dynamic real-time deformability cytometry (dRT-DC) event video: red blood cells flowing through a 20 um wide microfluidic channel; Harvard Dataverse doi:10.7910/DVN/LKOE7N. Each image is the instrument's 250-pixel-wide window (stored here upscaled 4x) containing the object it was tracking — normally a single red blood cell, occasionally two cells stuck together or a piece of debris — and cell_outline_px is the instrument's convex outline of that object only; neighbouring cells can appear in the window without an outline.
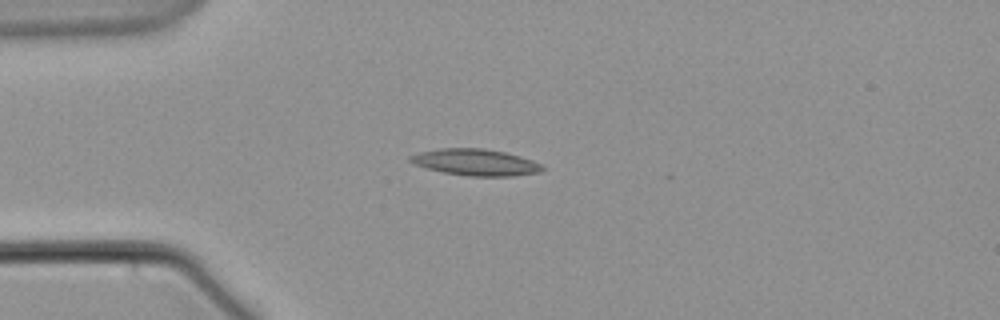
{"species": "common noctule bat (a hibernating species)", "species_latin": "Nyctalus noctula", "temperature_condition": "warm", "stored_images_in_passage": 4, "camera_frame_rate_fps": 3000, "um_per_image_px": 0.085, "animal": {"sex": "male", "body_mass_g": 21.5, "forearm_length_mm": 52.0}, "frame": {"image": 1, "passage_image": 4, "time_ms": 4.0, "image_size_px": [1000, 320], "cell_outline_px": [[544, 168], [540, 172], [512, 176], [468, 176], [444, 172], [428, 168], [416, 164], [408, 160], [408, 156], [420, 152], [440, 148], [484, 148], [504, 152], [520, 156], [532, 160], [540, 164]], "centroid_in_image_um": [40.42, 13.79], "position_along_channel_um": 44.6, "area_um2": 20.23}}